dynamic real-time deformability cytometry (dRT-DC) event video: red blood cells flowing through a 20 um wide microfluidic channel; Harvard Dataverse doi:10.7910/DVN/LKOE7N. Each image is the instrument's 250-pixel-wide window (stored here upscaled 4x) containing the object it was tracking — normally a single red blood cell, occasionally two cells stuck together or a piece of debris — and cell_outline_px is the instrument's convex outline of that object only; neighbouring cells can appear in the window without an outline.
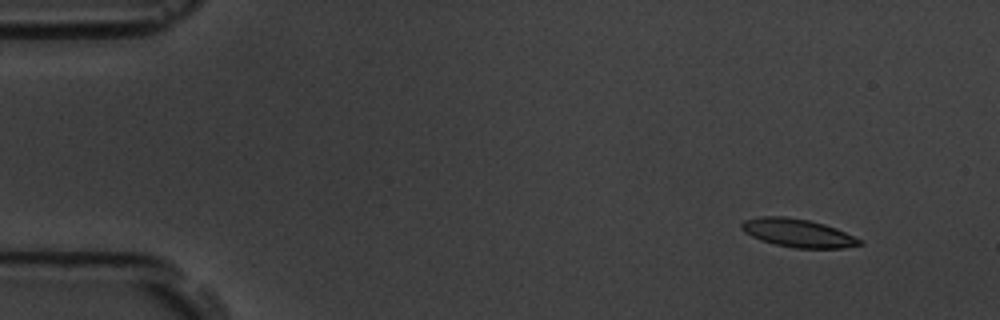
{"species": "common noctule bat (a hibernating species)", "species_latin": "Nyctalus noctula", "temperature_condition": "room temperature", "stored_images_in_passage": 14, "camera_frame_rate_fps": 3000, "um_per_image_px": 0.085, "animal": {"sex": "male", "body_mass_g": 19.5, "forearm_length_mm": 54.6}, "frame": {"image": 1, "passage_image": 1, "time_ms": 0.0, "image_size_px": [1000, 320], "cell_outline_px": [[864, 244], [844, 248], [796, 248], [776, 244], [760, 240], [744, 232], [740, 228], [740, 224], [744, 220], [760, 216], [784, 216], [808, 220], [824, 224], [836, 228], [860, 240]], "centroid_in_image_um": [67.78, 19.8], "position_along_channel_um": 17.2, "area_um2": 19.31}}
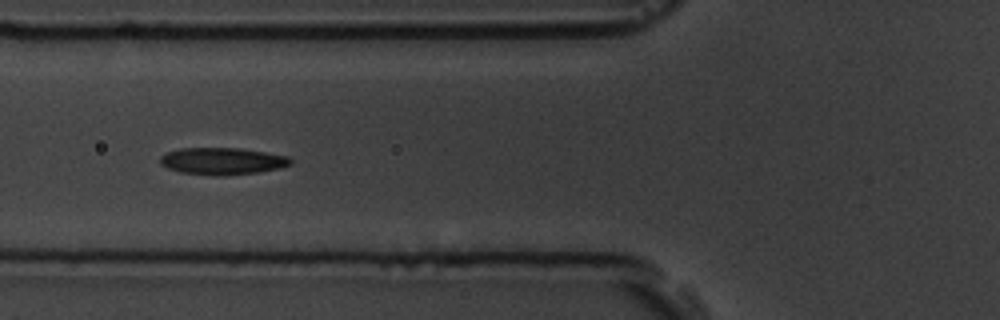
{"frame": {"image": 2, "passage_image": 5, "time_ms": 5.333, "image_size_px": [1000, 320], "cell_outline_px": [[292, 164], [280, 168], [256, 172], [224, 176], [220, 176], [180, 172], [168, 168], [160, 164], [160, 156], [168, 152], [180, 148], [240, 148], [288, 156], [292, 160]], "centroid_in_image_um": [18.9, 13.69], "position_along_channel_um": 106.9, "area_um2": 20.46}}
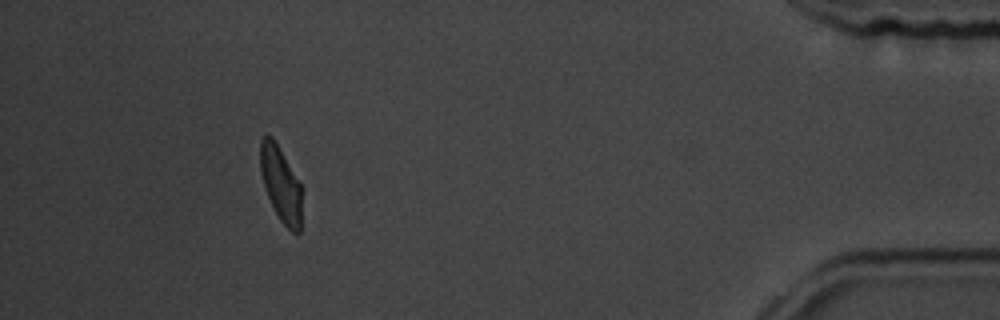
{"frame": {"image": 3, "passage_image": 13, "time_ms": 15.333, "image_size_px": [1000, 320], "cell_outline_px": [[300, 232], [292, 232], [280, 220], [268, 196], [260, 172], [260, 140], [264, 136], [272, 136], [300, 184]], "centroid_in_image_um": [23.83, 15.63], "position_along_channel_um": 411.4, "area_um2": 17.46}, "authors_computed_cell_mechanics": {"area_um2": 19.6809, "velocity_mm_per_s": 3.6454, "shape_relaxation_time_tau1_ms": 5.7518, "shape_relaxation_time_tau2_ms": 0.8892, "deformation_change_tau1": 0.1694, "deformation_change_tau2": 0.065}}